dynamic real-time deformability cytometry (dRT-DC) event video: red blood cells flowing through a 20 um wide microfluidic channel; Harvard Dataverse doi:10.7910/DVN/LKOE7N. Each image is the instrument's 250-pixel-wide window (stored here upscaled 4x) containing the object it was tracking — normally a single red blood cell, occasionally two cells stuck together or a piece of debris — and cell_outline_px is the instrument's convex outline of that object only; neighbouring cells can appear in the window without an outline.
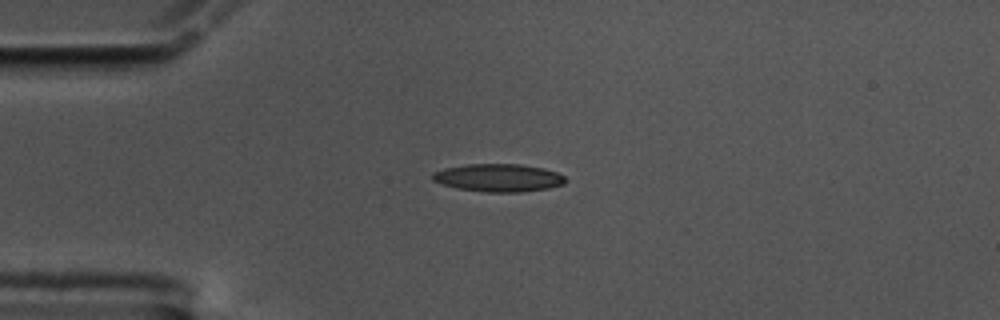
{"species": "common noctule bat (a hibernating species)", "species_latin": "Nyctalus noctula", "temperature_condition": "cold", "stored_images_in_passage": 46, "camera_frame_rate_fps": 3000, "um_per_image_px": 0.085, "animal": {"sex": "male", "body_mass_g": 17.5, "forearm_length_mm": 52.3}, "frame": {"image": 1, "passage_image": 1, "time_ms": 0.0, "image_size_px": [1000, 320], "cell_outline_px": [[568, 180], [564, 184], [548, 188], [520, 192], [484, 192], [456, 188], [432, 180], [432, 172], [444, 168], [468, 164], [520, 164], [544, 168], [556, 172], [564, 176]], "centroid_in_image_um": [42.38, 15.11], "position_along_channel_um": 42.6, "area_um2": 21.62}}
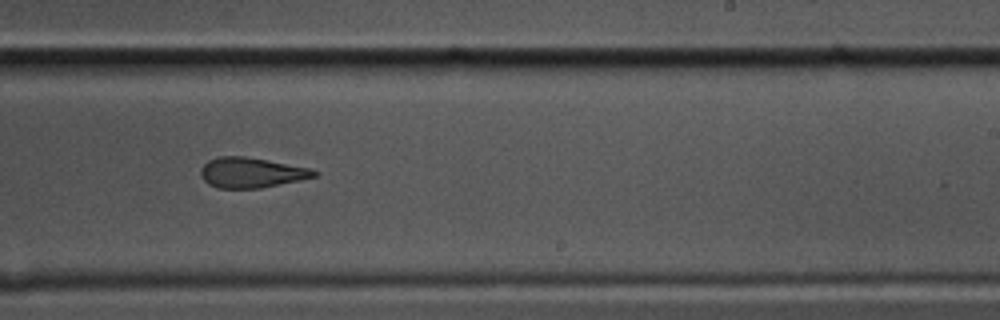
{"frame": {"image": 2, "passage_image": 23, "time_ms": 7.333, "image_size_px": [1000, 320], "cell_outline_px": [[320, 172], [316, 176], [300, 180], [260, 188], [216, 188], [208, 184], [200, 176], [200, 168], [208, 160], [216, 156], [244, 156], [268, 160], [308, 168]], "centroid_in_image_um": [21.31, 14.67], "position_along_channel_um": 267.7, "area_um2": 20.0}}
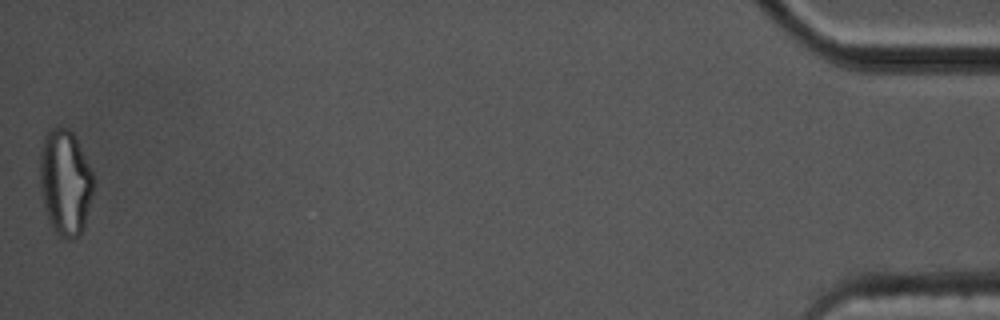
{"frame": {"image": 3, "passage_image": 46, "time_ms": 15.0, "image_size_px": [1000, 320], "cell_outline_px": [[92, 192], [84, 228], [80, 236], [72, 240], [68, 240], [60, 236], [48, 224], [44, 208], [40, 188], [40, 152], [44, 136], [52, 128], [68, 128], [72, 132], [92, 172]], "centroid_in_image_um": [5.51, 15.57], "position_along_channel_um": 429.7, "area_um2": 32.89}, "authors_computed_cell_mechanics": {"area_um2": 21.5594, "velocity_mm_per_s": 3.3621, "shape_relaxation_time_tau1_ms": null, "shape_relaxation_time_tau2_ms": 3.6833, "deformation_change_tau1": null, "deformation_change_tau2": 0.1361}}